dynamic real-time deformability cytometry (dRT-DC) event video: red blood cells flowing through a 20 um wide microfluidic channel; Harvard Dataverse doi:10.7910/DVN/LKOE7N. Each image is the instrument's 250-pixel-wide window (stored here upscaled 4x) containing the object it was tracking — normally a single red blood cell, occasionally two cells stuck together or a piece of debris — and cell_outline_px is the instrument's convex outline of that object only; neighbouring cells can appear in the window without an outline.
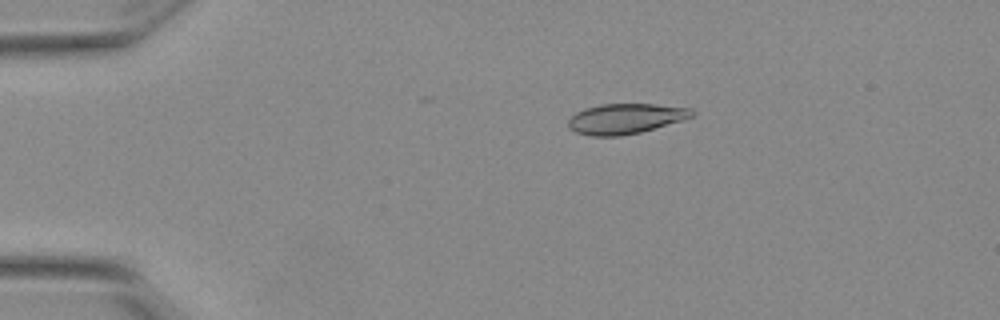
{"species": "Egyptian fruit bat (a non-hibernating species)", "species_latin": "Rousettus aegyptiacus", "temperature_condition": "warm", "stored_images_in_passage": 42, "camera_frame_rate_fps": 3000, "um_per_image_px": 0.085, "animal": {"sex": "female"}, "frame": {"image": 1, "passage_image": 2, "time_ms": 0.333, "image_size_px": [1000, 320], "cell_outline_px": [[696, 112], [692, 116], [680, 120], [640, 132], [620, 136], [592, 136], [576, 132], [568, 128], [568, 120], [576, 112], [584, 108], [600, 104], [656, 104], [692, 108]], "centroid_in_image_um": [53.13, 10.08], "position_along_channel_um": 31.9, "area_um2": 21.68}}
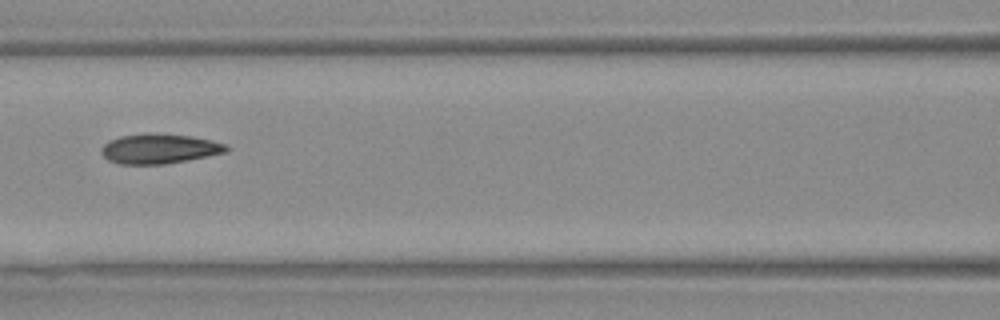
{"frame": {"image": 2, "passage_image": 16, "time_ms": 5.0, "image_size_px": [1000, 320], "cell_outline_px": [[228, 152], [164, 164], [120, 164], [108, 160], [100, 152], [100, 148], [104, 144], [120, 136], [148, 132], [156, 132], [192, 136], [212, 140], [228, 144]], "centroid_in_image_um": [13.55, 12.62], "position_along_channel_um": 153.0, "area_um2": 21.91}}
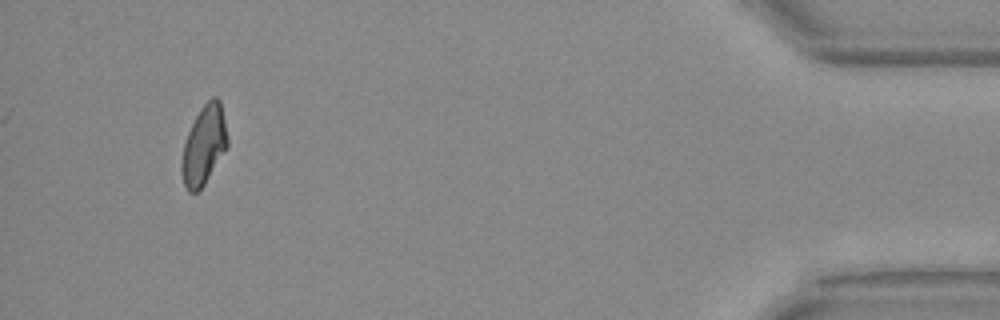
{"frame": {"image": 3, "passage_image": 42, "time_ms": 13.667, "image_size_px": [1000, 320], "cell_outline_px": [[228, 144], [204, 184], [196, 192], [188, 192], [184, 184], [180, 172], [180, 164], [184, 144], [188, 132], [200, 108], [212, 96], [216, 96], [220, 100], [228, 136]], "centroid_in_image_um": [17.32, 12.32], "position_along_channel_um": 417.9, "area_um2": 20.87}, "authors_computed_cell_mechanics": {"area_um2": 21.675, "velocity_mm_per_s": 3.8391, "shape_relaxation_time_tau1_ms": 10.59, "shape_relaxation_time_tau2_ms": 2.0364, "deformation_change_tau1": 0.2426, "deformation_change_tau2": 0.0628}}